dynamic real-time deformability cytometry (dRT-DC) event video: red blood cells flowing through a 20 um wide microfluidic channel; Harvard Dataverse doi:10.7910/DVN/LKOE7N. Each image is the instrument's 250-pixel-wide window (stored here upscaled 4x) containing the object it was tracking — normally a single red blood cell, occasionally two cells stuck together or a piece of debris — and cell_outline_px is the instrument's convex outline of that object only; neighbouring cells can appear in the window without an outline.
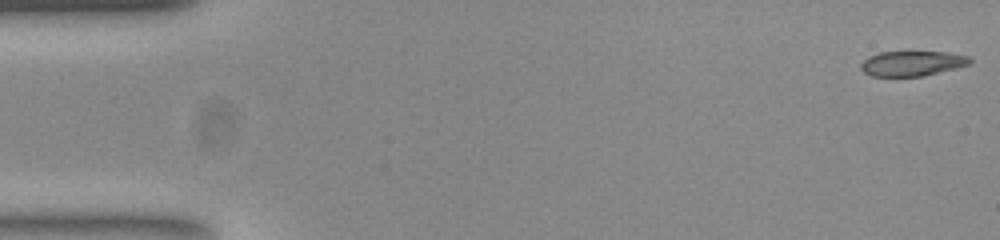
{"species": "common noctule bat (a hibernating species)", "species_latin": "Nyctalus noctula", "temperature_condition": "room temperature", "stored_images_in_passage": 14, "camera_frame_rate_fps": 3000, "um_per_image_px": 0.085, "animal": {"sex": "female", "body_mass_g": 23.0, "forearm_length_mm": 53.4}, "frame": {"image": 1, "passage_image": 1, "time_ms": 0.0, "image_size_px": [1000, 240], "cell_outline_px": [[972, 60], [968, 64], [956, 68], [924, 76], [872, 76], [864, 72], [860, 68], [860, 64], [868, 56], [880, 52], [948, 52], [968, 56]], "centroid_in_image_um": [77.51, 5.39], "position_along_channel_um": 7.5, "area_um2": 15.84}}
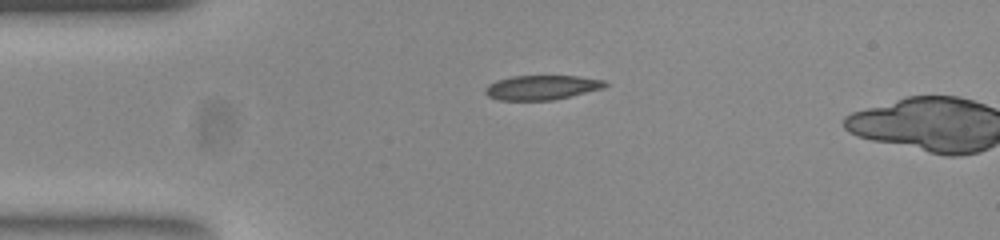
{"frame": {"image": 2, "passage_image": 12, "time_ms": 3.667, "image_size_px": [1000, 240], "cell_outline_px": [[608, 84], [604, 88], [552, 100], [500, 100], [488, 96], [484, 92], [484, 88], [488, 84], [496, 80], [512, 76], [580, 76], [604, 80]], "centroid_in_image_um": [46.03, 7.43], "position_along_channel_um": 39.0, "area_um2": 17.11}}